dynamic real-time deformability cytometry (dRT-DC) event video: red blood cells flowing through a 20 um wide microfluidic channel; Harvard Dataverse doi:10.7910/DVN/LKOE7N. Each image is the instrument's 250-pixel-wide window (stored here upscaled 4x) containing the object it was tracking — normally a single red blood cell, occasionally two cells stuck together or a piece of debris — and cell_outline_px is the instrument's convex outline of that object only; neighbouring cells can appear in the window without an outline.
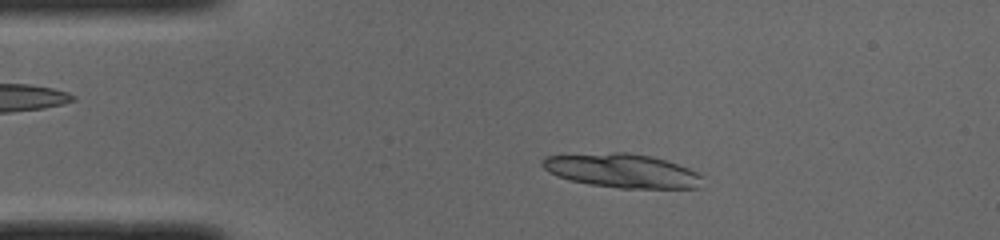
{"species": "common noctule bat (a hibernating species)", "species_latin": "Nyctalus noctula", "temperature_condition": "cold", "stored_images_in_passage": 48, "camera_frame_rate_fps": 3000, "um_per_image_px": 0.085, "animal": {"sex": "male", "body_mass_g": 19.0, "forearm_length_mm": 50.8}, "frame": {"image": 1, "passage_image": 8, "time_ms": 2.333, "image_size_px": [1000, 240], "cell_outline_px": [[700, 188], [620, 188], [588, 184], [568, 180], [556, 176], [548, 172], [540, 164], [540, 160], [544, 156], [616, 152], [628, 152], [652, 156], [688, 168], [696, 172], [700, 176]], "centroid_in_image_um": [52.8, 14.51], "position_along_channel_um": 32.2, "area_um2": 31.62}, "authors_computed_cell_mechanics": {"area_um2": 29.5936, "velocity_mm_per_s": 3.9871, "shape_relaxation_time_tau1_ms": null, "shape_relaxation_time_tau2_ms": 5.1319, "deformation_change_tau1": null, "deformation_change_tau2": 0.0899}}